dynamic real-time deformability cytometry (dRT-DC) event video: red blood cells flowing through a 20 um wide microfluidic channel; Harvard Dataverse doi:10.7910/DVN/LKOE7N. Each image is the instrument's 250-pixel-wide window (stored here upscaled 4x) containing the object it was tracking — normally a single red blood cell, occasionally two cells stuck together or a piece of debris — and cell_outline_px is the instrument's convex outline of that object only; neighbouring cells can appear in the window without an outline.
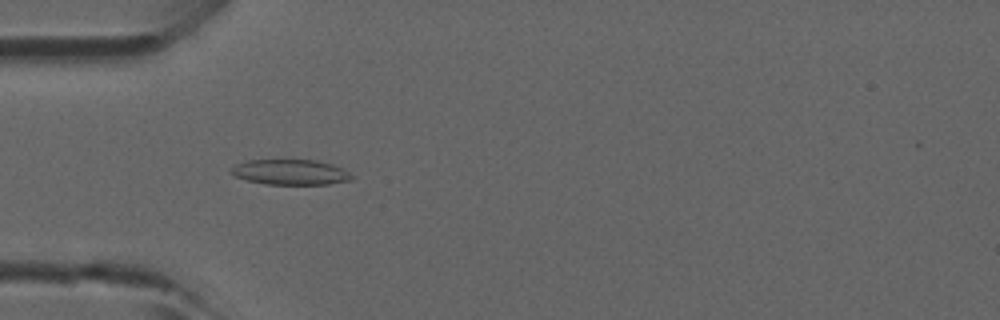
{"species": "common noctule bat (a hibernating species)", "species_latin": "Nyctalus noctula", "temperature_condition": "room temperature", "stored_images_in_passage": 5, "camera_frame_rate_fps": 3000, "um_per_image_px": 0.085, "animal": {"sex": "male", "forearm_length_mm": 52.5}, "frame": {"image": 1, "passage_image": 4, "time_ms": 1.0, "image_size_px": [1000, 320], "cell_outline_px": [[352, 176], [348, 180], [328, 184], [264, 184], [248, 180], [236, 176], [228, 172], [228, 168], [236, 164], [248, 160], [316, 160], [332, 164], [344, 168]], "centroid_in_image_um": [24.63, 14.62], "position_along_channel_um": 60.4, "area_um2": 17.74}}
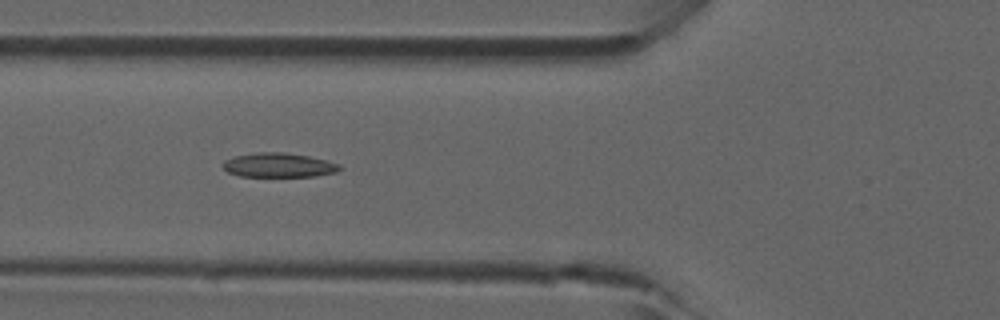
{"frame": {"image": 2, "passage_image": 5, "time_ms": 1.333, "image_size_px": [1000, 320], "cell_outline_px": [[340, 168], [336, 172], [316, 176], [240, 176], [228, 172], [220, 164], [224, 160], [232, 156], [256, 152], [284, 152], [308, 156], [340, 164]], "centroid_in_image_um": [23.62, 14.03], "position_along_channel_um": 102.2, "area_um2": 16.53}}